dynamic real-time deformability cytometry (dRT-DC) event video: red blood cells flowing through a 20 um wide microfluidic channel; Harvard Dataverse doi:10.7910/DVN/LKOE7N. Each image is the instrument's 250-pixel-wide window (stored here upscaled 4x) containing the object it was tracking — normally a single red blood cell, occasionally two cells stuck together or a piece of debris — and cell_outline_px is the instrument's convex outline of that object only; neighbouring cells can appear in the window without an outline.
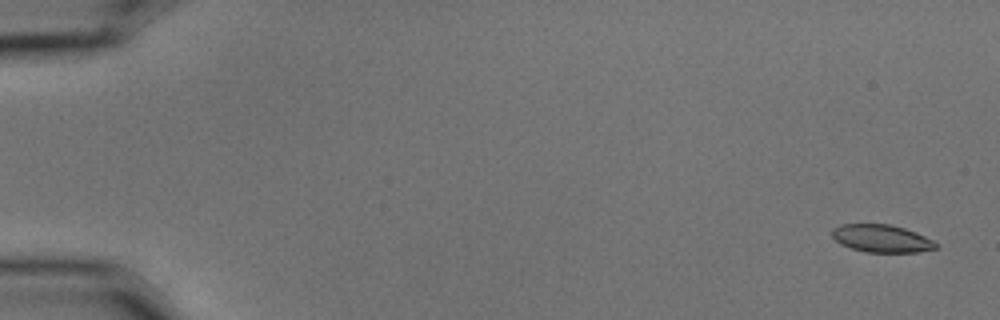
{"species": "common noctule bat (a hibernating species)", "species_latin": "Nyctalus noctula", "temperature_condition": "cold", "stored_images_in_passage": 3, "camera_frame_rate_fps": 3000, "um_per_image_px": 0.085, "animal": {"sex": "male", "body_mass_g": 15.6}, "frame": {"image": 1, "passage_image": 1, "time_ms": 0.0, "image_size_px": [1000, 320], "cell_outline_px": [[940, 244], [936, 248], [916, 252], [868, 252], [852, 248], [840, 244], [832, 236], [832, 228], [840, 224], [888, 224], [904, 228], [916, 232]], "centroid_in_image_um": [74.93, 20.26], "position_along_channel_um": 10.1, "area_um2": 16.65}}